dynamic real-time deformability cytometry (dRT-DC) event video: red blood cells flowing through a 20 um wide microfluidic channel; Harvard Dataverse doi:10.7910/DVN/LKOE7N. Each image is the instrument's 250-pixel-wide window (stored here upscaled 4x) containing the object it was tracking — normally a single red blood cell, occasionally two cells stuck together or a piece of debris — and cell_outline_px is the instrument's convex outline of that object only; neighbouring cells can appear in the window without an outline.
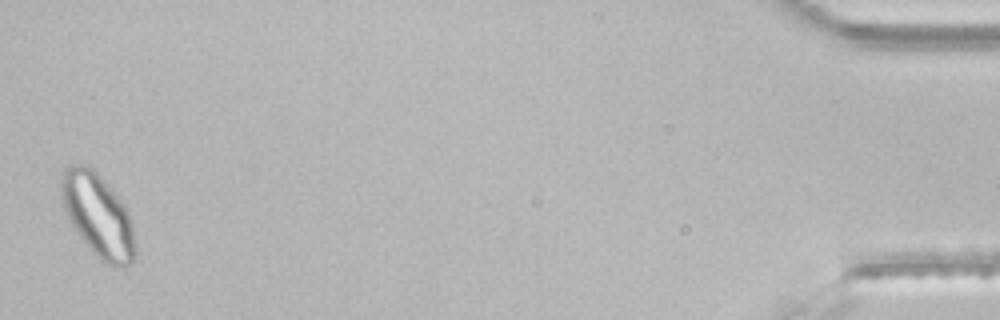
{"species": "common noctule bat (a hibernating species)", "species_latin": "Nyctalus noctula", "temperature_condition": "room temperature", "stored_images_in_passage": 43, "segment_of_instrument_passage": [2, 2], "camera_frame_rate_fps": 3000, "um_per_image_px": 0.085, "animal": {"sex": "male", "body_mass_g": 21.5, "forearm_length_mm": 52.0}, "frame": {"image": 1, "passage_image": 43, "time_ms": 14.0, "image_size_px": [1000, 320], "cell_outline_px": [[136, 252], [132, 264], [124, 268], [112, 268], [104, 264], [92, 252], [76, 232], [64, 208], [60, 192], [60, 180], [64, 168], [68, 164], [80, 164], [92, 168], [104, 180], [128, 208], [132, 224], [136, 248]], "centroid_in_image_um": [8.35, 18.34], "position_along_channel_um": 426.9, "area_um2": 36.41}}